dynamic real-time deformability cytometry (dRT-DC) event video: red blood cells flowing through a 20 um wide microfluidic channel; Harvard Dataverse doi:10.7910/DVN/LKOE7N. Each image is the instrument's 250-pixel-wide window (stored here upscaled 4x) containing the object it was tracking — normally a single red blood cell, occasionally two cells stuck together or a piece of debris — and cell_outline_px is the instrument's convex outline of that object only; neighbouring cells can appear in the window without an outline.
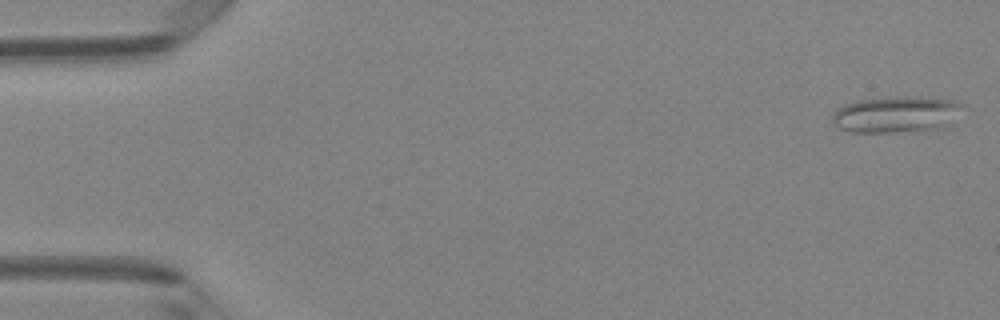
{"species": "Egyptian fruit bat (a non-hibernating species)", "species_latin": "Rousettus aegyptiacus", "temperature_condition": "room temperature", "stored_images_in_passage": 48, "camera_frame_rate_fps": 3000, "um_per_image_px": 0.085, "animal": {"sex": "female"}, "frame": {"image": 1, "passage_image": 1, "time_ms": 0.0, "image_size_px": [1000, 320], "cell_outline_px": [[964, 104], [952, 124], [944, 128], [892, 132], [852, 132], [840, 128], [832, 120], [832, 112], [844, 104], [860, 100], [896, 96], [900, 96], [956, 100]], "centroid_in_image_um": [76.21, 9.72], "position_along_channel_um": 8.8, "area_um2": 27.63}}
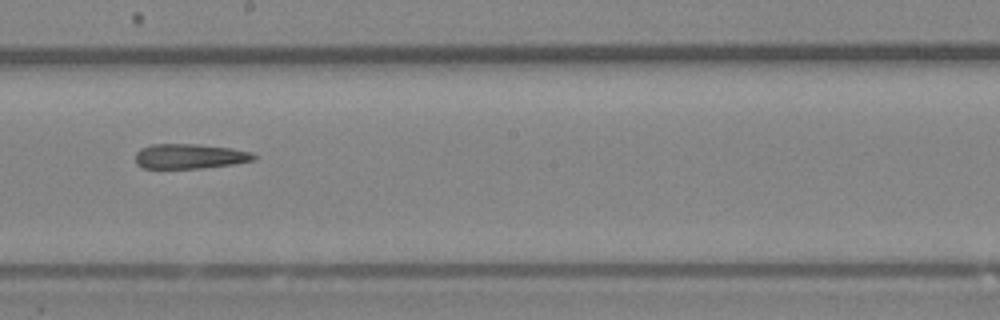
{"frame": {"image": 2, "passage_image": 27, "time_ms": 8.667, "image_size_px": [1000, 320], "cell_outline_px": [[256, 160], [232, 164], [200, 168], [144, 168], [136, 164], [136, 152], [140, 148], [152, 144], [200, 144], [232, 148], [252, 152], [256, 156]], "centroid_in_image_um": [16.13, 13.27], "position_along_channel_um": 232.1, "area_um2": 17.22}}
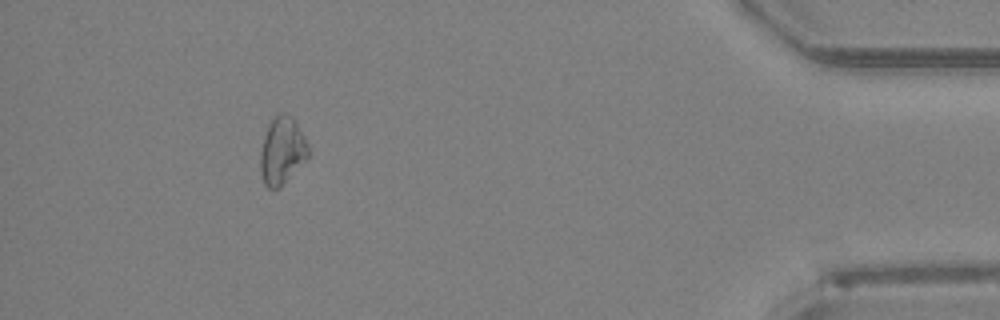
{"frame": {"image": 3, "passage_image": 44, "time_ms": 14.333, "image_size_px": [1000, 320], "cell_outline_px": [[308, 156], [280, 188], [268, 188], [264, 184], [260, 172], [260, 152], [264, 136], [272, 120], [280, 112], [284, 112], [292, 116], [304, 136], [308, 144]], "centroid_in_image_um": [23.96, 12.82], "position_along_channel_um": 411.2, "area_um2": 18.55}}